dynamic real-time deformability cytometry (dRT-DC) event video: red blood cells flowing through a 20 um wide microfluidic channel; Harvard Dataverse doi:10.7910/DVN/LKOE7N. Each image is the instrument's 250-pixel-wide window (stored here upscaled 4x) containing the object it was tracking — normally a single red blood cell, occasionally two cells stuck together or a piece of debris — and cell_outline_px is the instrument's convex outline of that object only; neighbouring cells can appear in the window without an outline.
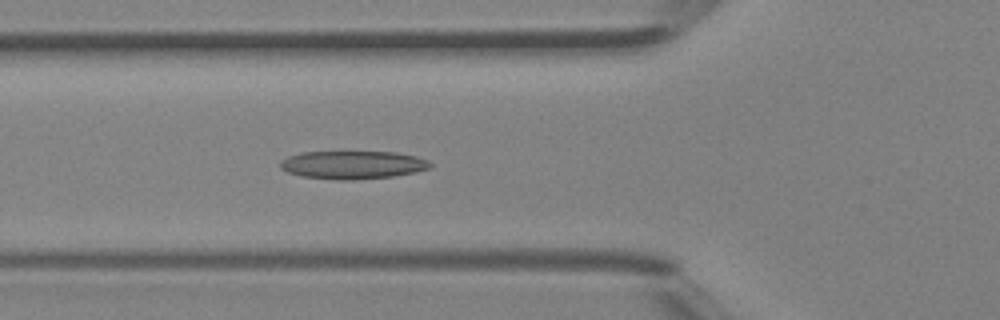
{"species": "Egyptian fruit bat (a non-hibernating species)", "species_latin": "Rousettus aegyptiacus", "temperature_condition": "room temperature", "stored_images_in_passage": 46, "camera_frame_rate_fps": 3000, "um_per_image_px": 0.085, "animal": {"sex": "female"}, "frame": {"image": 1, "passage_image": 17, "time_ms": 5.333, "image_size_px": [1000, 320], "cell_outline_px": [[432, 164], [428, 168], [416, 172], [392, 176], [356, 180], [336, 180], [300, 176], [288, 172], [280, 168], [280, 160], [288, 156], [300, 152], [396, 152], [416, 156], [428, 160]], "centroid_in_image_um": [29.95, 14.01], "position_along_channel_um": 95.8, "area_um2": 24.68}}
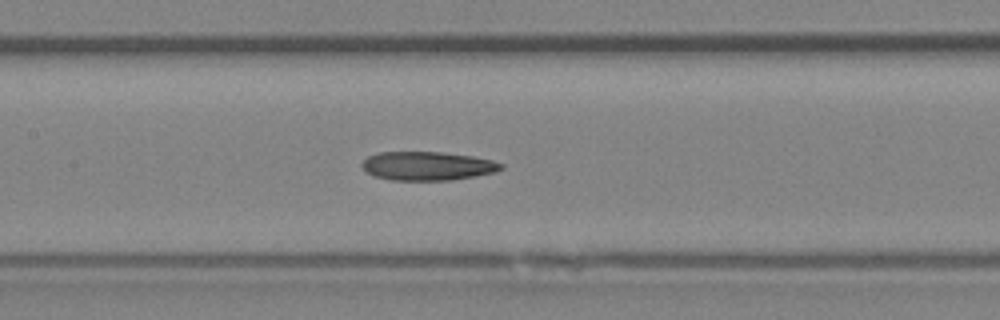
{"frame": {"image": 2, "passage_image": 22, "time_ms": 7.0, "image_size_px": [1000, 320], "cell_outline_px": [[504, 168], [496, 172], [476, 176], [452, 180], [388, 180], [364, 172], [360, 164], [368, 156], [380, 152], [440, 152], [472, 156], [492, 160], [504, 164]], "centroid_in_image_um": [36.33, 14.11], "position_along_channel_um": 171.1, "area_um2": 23.47}}
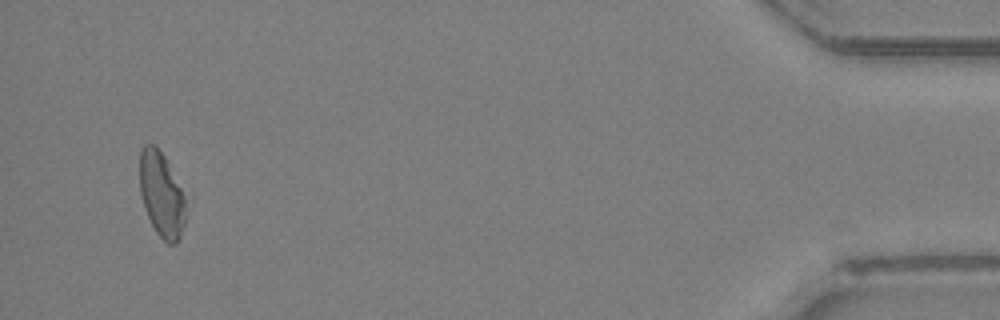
{"frame": {"image": 3, "passage_image": 44, "time_ms": 14.333, "image_size_px": [1000, 320], "cell_outline_px": [[192, 196], [184, 224], [180, 236], [176, 244], [168, 244], [156, 232], [148, 216], [140, 192], [140, 148], [144, 144], [156, 144], [192, 192]], "centroid_in_image_um": [13.88, 16.46], "position_along_channel_um": 421.3, "area_um2": 24.8}}